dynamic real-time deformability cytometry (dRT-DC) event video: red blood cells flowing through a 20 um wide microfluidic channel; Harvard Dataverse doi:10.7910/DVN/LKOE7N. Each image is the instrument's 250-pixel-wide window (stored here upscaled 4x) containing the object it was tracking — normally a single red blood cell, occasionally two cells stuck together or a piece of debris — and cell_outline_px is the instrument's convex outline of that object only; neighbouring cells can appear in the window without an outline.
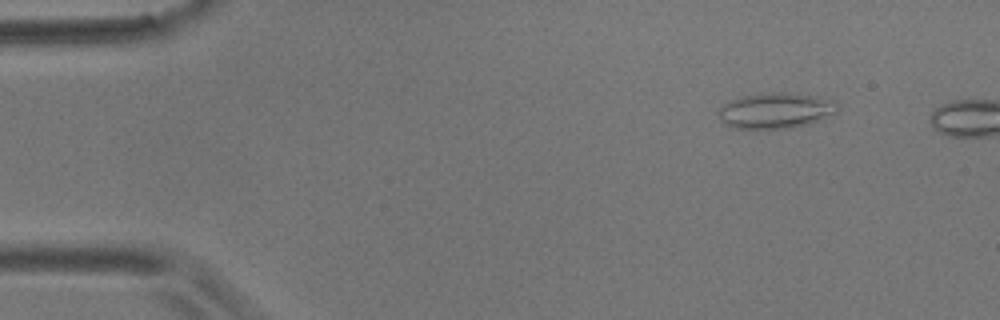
{"species": "common noctule bat (a hibernating species)", "species_latin": "Nyctalus noctula", "temperature_condition": "room temperature", "stored_images_in_passage": 4, "camera_frame_rate_fps": 3000, "um_per_image_px": 0.085, "animal": {"sex": "male", "body_mass_g": 17.9}, "frame": {"image": 1, "passage_image": 1, "time_ms": 0.0, "image_size_px": [1000, 320], "cell_outline_px": [[840, 104], [836, 112], [820, 120], [808, 124], [784, 128], [736, 128], [724, 124], [720, 120], [720, 104], [728, 100], [740, 96], [768, 92], [784, 92], [816, 96], [832, 100]], "centroid_in_image_um": [65.91, 9.38], "position_along_channel_um": 19.1, "area_um2": 24.8}}